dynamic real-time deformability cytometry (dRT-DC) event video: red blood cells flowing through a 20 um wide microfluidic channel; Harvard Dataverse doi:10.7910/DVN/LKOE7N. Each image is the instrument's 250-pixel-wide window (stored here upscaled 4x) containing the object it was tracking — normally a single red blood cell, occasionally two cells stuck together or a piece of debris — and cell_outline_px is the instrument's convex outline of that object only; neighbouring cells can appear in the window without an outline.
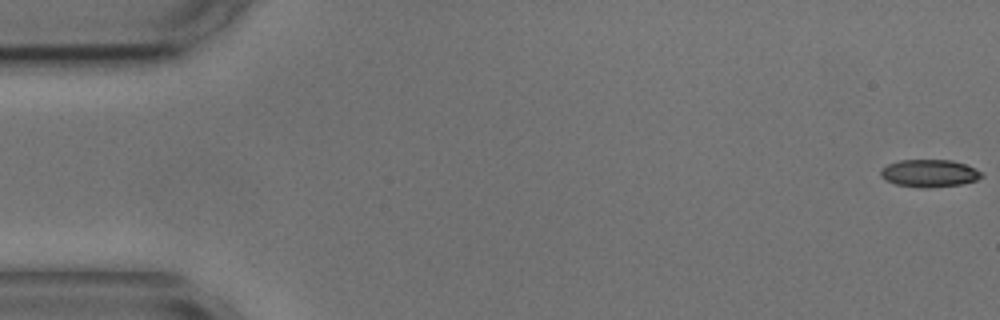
{"species": "common noctule bat (a hibernating species)", "species_latin": "Nyctalus noctula", "temperature_condition": "cold", "stored_images_in_passage": 56, "camera_frame_rate_fps": 3000, "um_per_image_px": 0.085, "animal": {"sex": "male", "body_mass_g": 17.9, "forearm_length_mm": 54.2}, "frame": {"image": 1, "passage_image": 1, "time_ms": 0.0, "image_size_px": [1000, 320], "cell_outline_px": [[984, 176], [976, 180], [960, 184], [924, 188], [896, 184], [884, 180], [880, 176], [880, 168], [888, 164], [900, 160], [952, 160], [964, 164], [984, 172]], "centroid_in_image_um": [78.98, 14.72], "position_along_channel_um": 6.0, "area_um2": 16.18}}
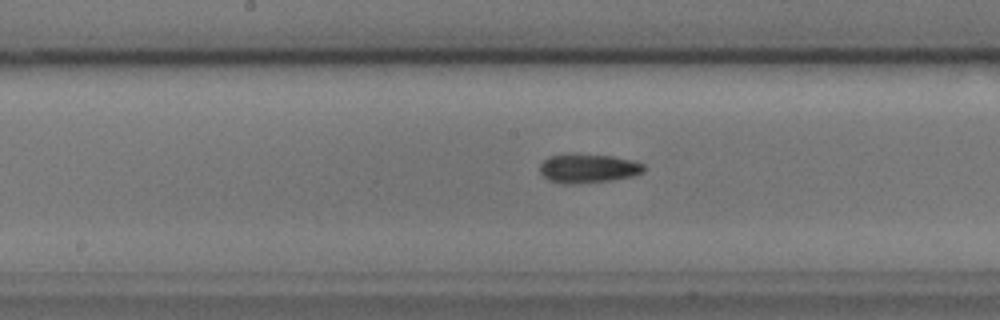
{"frame": {"image": 2, "passage_image": 28, "time_ms": 9.0, "image_size_px": [1000, 320], "cell_outline_px": [[644, 172], [632, 176], [612, 180], [576, 184], [564, 184], [548, 180], [540, 172], [540, 164], [548, 156], [576, 152], [612, 156], [632, 160], [644, 164]], "centroid_in_image_um": [49.97, 14.29], "position_along_channel_um": 198.2, "area_um2": 17.98}}
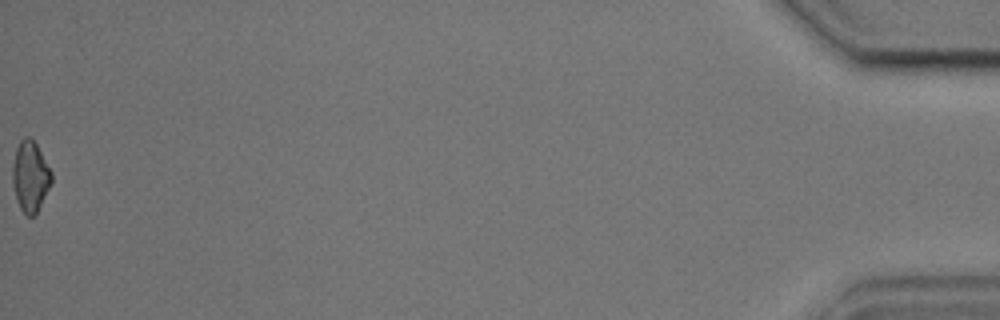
{"frame": {"image": 3, "passage_image": 56, "time_ms": 18.333, "image_size_px": [1000, 320], "cell_outline_px": [[52, 180], [36, 216], [28, 216], [20, 208], [16, 200], [12, 184], [12, 168], [16, 148], [20, 140], [24, 136], [28, 136], [36, 144], [52, 172]], "centroid_in_image_um": [2.56, 15.01], "position_along_channel_um": 432.6, "area_um2": 16.07}, "authors_computed_cell_mechanics": {"area_um2": 16.5308, "velocity_mm_per_s": 3.6083, "shape_relaxation_time_tau1_ms": 8.1962, "shape_relaxation_time_tau2_ms": null, "deformation_change_tau1": 0.1581, "deformation_change_tau2": null}}